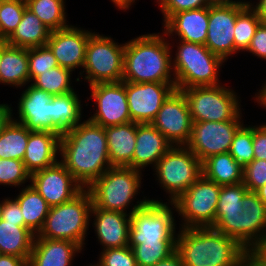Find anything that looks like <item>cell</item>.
Here are the masks:
<instances>
[{"label": "cell", "instance_id": "6da1fadb", "mask_svg": "<svg viewBox=\"0 0 266 266\" xmlns=\"http://www.w3.org/2000/svg\"><path fill=\"white\" fill-rule=\"evenodd\" d=\"M59 155L60 162L84 189L112 167L105 130L89 119L62 133Z\"/></svg>", "mask_w": 266, "mask_h": 266}, {"label": "cell", "instance_id": "7a4b0ae2", "mask_svg": "<svg viewBox=\"0 0 266 266\" xmlns=\"http://www.w3.org/2000/svg\"><path fill=\"white\" fill-rule=\"evenodd\" d=\"M176 251L184 266H244L248 251L213 227L180 228Z\"/></svg>", "mask_w": 266, "mask_h": 266}, {"label": "cell", "instance_id": "3957f363", "mask_svg": "<svg viewBox=\"0 0 266 266\" xmlns=\"http://www.w3.org/2000/svg\"><path fill=\"white\" fill-rule=\"evenodd\" d=\"M159 34L141 35L125 42L122 81L175 83L171 45Z\"/></svg>", "mask_w": 266, "mask_h": 266}, {"label": "cell", "instance_id": "277c9868", "mask_svg": "<svg viewBox=\"0 0 266 266\" xmlns=\"http://www.w3.org/2000/svg\"><path fill=\"white\" fill-rule=\"evenodd\" d=\"M172 62L176 90L220 85L218 75L225 62L205 45L180 40Z\"/></svg>", "mask_w": 266, "mask_h": 266}, {"label": "cell", "instance_id": "5b68a950", "mask_svg": "<svg viewBox=\"0 0 266 266\" xmlns=\"http://www.w3.org/2000/svg\"><path fill=\"white\" fill-rule=\"evenodd\" d=\"M91 208V195L83 189L72 200L50 207L43 228L35 238L69 240L83 249Z\"/></svg>", "mask_w": 266, "mask_h": 266}, {"label": "cell", "instance_id": "8992f818", "mask_svg": "<svg viewBox=\"0 0 266 266\" xmlns=\"http://www.w3.org/2000/svg\"><path fill=\"white\" fill-rule=\"evenodd\" d=\"M141 175L140 170L131 167H110L87 188L92 206L127 214L126 209L141 188Z\"/></svg>", "mask_w": 266, "mask_h": 266}, {"label": "cell", "instance_id": "52a82bcc", "mask_svg": "<svg viewBox=\"0 0 266 266\" xmlns=\"http://www.w3.org/2000/svg\"><path fill=\"white\" fill-rule=\"evenodd\" d=\"M180 91L186 98L193 122L231 121L241 113L239 97L225 86L193 87Z\"/></svg>", "mask_w": 266, "mask_h": 266}, {"label": "cell", "instance_id": "ba28073f", "mask_svg": "<svg viewBox=\"0 0 266 266\" xmlns=\"http://www.w3.org/2000/svg\"><path fill=\"white\" fill-rule=\"evenodd\" d=\"M125 43H116L110 36L93 33L89 37L83 65L89 86L121 82L124 72Z\"/></svg>", "mask_w": 266, "mask_h": 266}, {"label": "cell", "instance_id": "9c48e42d", "mask_svg": "<svg viewBox=\"0 0 266 266\" xmlns=\"http://www.w3.org/2000/svg\"><path fill=\"white\" fill-rule=\"evenodd\" d=\"M153 169L159 184L170 194L169 203L203 175L202 162L186 146H172Z\"/></svg>", "mask_w": 266, "mask_h": 266}, {"label": "cell", "instance_id": "30bf717a", "mask_svg": "<svg viewBox=\"0 0 266 266\" xmlns=\"http://www.w3.org/2000/svg\"><path fill=\"white\" fill-rule=\"evenodd\" d=\"M221 186L203 175L170 202L184 220L182 228L212 227L215 223Z\"/></svg>", "mask_w": 266, "mask_h": 266}, {"label": "cell", "instance_id": "8fae6325", "mask_svg": "<svg viewBox=\"0 0 266 266\" xmlns=\"http://www.w3.org/2000/svg\"><path fill=\"white\" fill-rule=\"evenodd\" d=\"M173 211L167 202L151 199L131 213L129 247L151 242H176Z\"/></svg>", "mask_w": 266, "mask_h": 266}, {"label": "cell", "instance_id": "7c38bea8", "mask_svg": "<svg viewBox=\"0 0 266 266\" xmlns=\"http://www.w3.org/2000/svg\"><path fill=\"white\" fill-rule=\"evenodd\" d=\"M240 113L234 120L221 122H193L191 136L186 144L203 162L210 156L228 153L234 135L243 125Z\"/></svg>", "mask_w": 266, "mask_h": 266}, {"label": "cell", "instance_id": "4fadbf2b", "mask_svg": "<svg viewBox=\"0 0 266 266\" xmlns=\"http://www.w3.org/2000/svg\"><path fill=\"white\" fill-rule=\"evenodd\" d=\"M192 119L184 94L174 90L163 102L151 123L172 146H186L192 131Z\"/></svg>", "mask_w": 266, "mask_h": 266}, {"label": "cell", "instance_id": "5bb4252c", "mask_svg": "<svg viewBox=\"0 0 266 266\" xmlns=\"http://www.w3.org/2000/svg\"><path fill=\"white\" fill-rule=\"evenodd\" d=\"M91 96L96 102V113L88 118L91 122L102 126H115L131 121L125 81L116 83H98L89 86Z\"/></svg>", "mask_w": 266, "mask_h": 266}, {"label": "cell", "instance_id": "9a60e30c", "mask_svg": "<svg viewBox=\"0 0 266 266\" xmlns=\"http://www.w3.org/2000/svg\"><path fill=\"white\" fill-rule=\"evenodd\" d=\"M131 121L152 123L163 102L176 89L175 83L125 82Z\"/></svg>", "mask_w": 266, "mask_h": 266}, {"label": "cell", "instance_id": "2e32d148", "mask_svg": "<svg viewBox=\"0 0 266 266\" xmlns=\"http://www.w3.org/2000/svg\"><path fill=\"white\" fill-rule=\"evenodd\" d=\"M248 4L209 6L205 46L224 61L235 53L234 27L237 15Z\"/></svg>", "mask_w": 266, "mask_h": 266}, {"label": "cell", "instance_id": "e0dca14e", "mask_svg": "<svg viewBox=\"0 0 266 266\" xmlns=\"http://www.w3.org/2000/svg\"><path fill=\"white\" fill-rule=\"evenodd\" d=\"M30 182L50 207L72 200L84 189L60 161L32 173Z\"/></svg>", "mask_w": 266, "mask_h": 266}, {"label": "cell", "instance_id": "ac0fdd59", "mask_svg": "<svg viewBox=\"0 0 266 266\" xmlns=\"http://www.w3.org/2000/svg\"><path fill=\"white\" fill-rule=\"evenodd\" d=\"M149 201L148 198L138 200L128 214L106 211L92 206L90 217H95L93 227L103 250L129 246L131 213L142 208Z\"/></svg>", "mask_w": 266, "mask_h": 266}, {"label": "cell", "instance_id": "d6986e66", "mask_svg": "<svg viewBox=\"0 0 266 266\" xmlns=\"http://www.w3.org/2000/svg\"><path fill=\"white\" fill-rule=\"evenodd\" d=\"M51 95L30 84L20 96L18 103V119L13 120L23 124L28 130L50 131L62 133L52 123Z\"/></svg>", "mask_w": 266, "mask_h": 266}, {"label": "cell", "instance_id": "ffe728a7", "mask_svg": "<svg viewBox=\"0 0 266 266\" xmlns=\"http://www.w3.org/2000/svg\"><path fill=\"white\" fill-rule=\"evenodd\" d=\"M94 32L70 25L51 31L47 46L53 52L59 66L74 71L83 68L89 37Z\"/></svg>", "mask_w": 266, "mask_h": 266}, {"label": "cell", "instance_id": "44dd1931", "mask_svg": "<svg viewBox=\"0 0 266 266\" xmlns=\"http://www.w3.org/2000/svg\"><path fill=\"white\" fill-rule=\"evenodd\" d=\"M242 209L241 245L248 252L266 251V205L256 192L247 191Z\"/></svg>", "mask_w": 266, "mask_h": 266}, {"label": "cell", "instance_id": "7402d4cb", "mask_svg": "<svg viewBox=\"0 0 266 266\" xmlns=\"http://www.w3.org/2000/svg\"><path fill=\"white\" fill-rule=\"evenodd\" d=\"M248 189L242 183L221 186L215 223L212 226L241 244L242 200Z\"/></svg>", "mask_w": 266, "mask_h": 266}, {"label": "cell", "instance_id": "603a6c76", "mask_svg": "<svg viewBox=\"0 0 266 266\" xmlns=\"http://www.w3.org/2000/svg\"><path fill=\"white\" fill-rule=\"evenodd\" d=\"M209 6L181 11L172 15L164 24V34L177 35L184 42L205 45L208 31Z\"/></svg>", "mask_w": 266, "mask_h": 266}, {"label": "cell", "instance_id": "cb8c5ba5", "mask_svg": "<svg viewBox=\"0 0 266 266\" xmlns=\"http://www.w3.org/2000/svg\"><path fill=\"white\" fill-rule=\"evenodd\" d=\"M60 136L50 131L29 130V139L23 162L26 170L32 174L53 166L58 162Z\"/></svg>", "mask_w": 266, "mask_h": 266}, {"label": "cell", "instance_id": "d4e9b609", "mask_svg": "<svg viewBox=\"0 0 266 266\" xmlns=\"http://www.w3.org/2000/svg\"><path fill=\"white\" fill-rule=\"evenodd\" d=\"M171 147L172 144L151 123H137L133 169L142 171L151 164L154 168Z\"/></svg>", "mask_w": 266, "mask_h": 266}, {"label": "cell", "instance_id": "484cf974", "mask_svg": "<svg viewBox=\"0 0 266 266\" xmlns=\"http://www.w3.org/2000/svg\"><path fill=\"white\" fill-rule=\"evenodd\" d=\"M82 248L69 240L35 238L28 266H70Z\"/></svg>", "mask_w": 266, "mask_h": 266}, {"label": "cell", "instance_id": "4316f807", "mask_svg": "<svg viewBox=\"0 0 266 266\" xmlns=\"http://www.w3.org/2000/svg\"><path fill=\"white\" fill-rule=\"evenodd\" d=\"M107 137L108 155L111 166L133 168L136 147L137 123L108 126L104 128Z\"/></svg>", "mask_w": 266, "mask_h": 266}, {"label": "cell", "instance_id": "83f0119b", "mask_svg": "<svg viewBox=\"0 0 266 266\" xmlns=\"http://www.w3.org/2000/svg\"><path fill=\"white\" fill-rule=\"evenodd\" d=\"M0 83L16 87L30 83L28 48L15 47L2 42Z\"/></svg>", "mask_w": 266, "mask_h": 266}, {"label": "cell", "instance_id": "f1b7e54d", "mask_svg": "<svg viewBox=\"0 0 266 266\" xmlns=\"http://www.w3.org/2000/svg\"><path fill=\"white\" fill-rule=\"evenodd\" d=\"M35 236L36 234L29 228L1 219L0 253L21 257L29 261Z\"/></svg>", "mask_w": 266, "mask_h": 266}, {"label": "cell", "instance_id": "f546056e", "mask_svg": "<svg viewBox=\"0 0 266 266\" xmlns=\"http://www.w3.org/2000/svg\"><path fill=\"white\" fill-rule=\"evenodd\" d=\"M50 34L51 30L30 9L26 8L16 30L7 39V44L22 48L45 46Z\"/></svg>", "mask_w": 266, "mask_h": 266}, {"label": "cell", "instance_id": "4dcf8cb0", "mask_svg": "<svg viewBox=\"0 0 266 266\" xmlns=\"http://www.w3.org/2000/svg\"><path fill=\"white\" fill-rule=\"evenodd\" d=\"M15 199L20 206L24 226L37 235L43 228L50 206L31 184L23 187Z\"/></svg>", "mask_w": 266, "mask_h": 266}, {"label": "cell", "instance_id": "1f68e13d", "mask_svg": "<svg viewBox=\"0 0 266 266\" xmlns=\"http://www.w3.org/2000/svg\"><path fill=\"white\" fill-rule=\"evenodd\" d=\"M203 176L220 186L243 182V169L230 153L216 154L202 162Z\"/></svg>", "mask_w": 266, "mask_h": 266}, {"label": "cell", "instance_id": "d6a6232c", "mask_svg": "<svg viewBox=\"0 0 266 266\" xmlns=\"http://www.w3.org/2000/svg\"><path fill=\"white\" fill-rule=\"evenodd\" d=\"M52 123L64 133L74 128L81 122L82 107L76 92L69 94L52 96Z\"/></svg>", "mask_w": 266, "mask_h": 266}, {"label": "cell", "instance_id": "836d02e7", "mask_svg": "<svg viewBox=\"0 0 266 266\" xmlns=\"http://www.w3.org/2000/svg\"><path fill=\"white\" fill-rule=\"evenodd\" d=\"M29 139V130L13 119L0 134V158L22 160Z\"/></svg>", "mask_w": 266, "mask_h": 266}, {"label": "cell", "instance_id": "e575fe53", "mask_svg": "<svg viewBox=\"0 0 266 266\" xmlns=\"http://www.w3.org/2000/svg\"><path fill=\"white\" fill-rule=\"evenodd\" d=\"M30 9L51 31L64 29L68 25L64 0H26Z\"/></svg>", "mask_w": 266, "mask_h": 266}, {"label": "cell", "instance_id": "d590c367", "mask_svg": "<svg viewBox=\"0 0 266 266\" xmlns=\"http://www.w3.org/2000/svg\"><path fill=\"white\" fill-rule=\"evenodd\" d=\"M72 71L61 66L38 75L31 83L33 86L48 92L51 96H60L74 92L71 86Z\"/></svg>", "mask_w": 266, "mask_h": 266}, {"label": "cell", "instance_id": "8d00e7d4", "mask_svg": "<svg viewBox=\"0 0 266 266\" xmlns=\"http://www.w3.org/2000/svg\"><path fill=\"white\" fill-rule=\"evenodd\" d=\"M260 23L257 12L250 4L237 15L234 27L235 54L240 50H247Z\"/></svg>", "mask_w": 266, "mask_h": 266}, {"label": "cell", "instance_id": "74e56055", "mask_svg": "<svg viewBox=\"0 0 266 266\" xmlns=\"http://www.w3.org/2000/svg\"><path fill=\"white\" fill-rule=\"evenodd\" d=\"M137 266H154L176 251V242L141 243L132 248Z\"/></svg>", "mask_w": 266, "mask_h": 266}, {"label": "cell", "instance_id": "f35d334b", "mask_svg": "<svg viewBox=\"0 0 266 266\" xmlns=\"http://www.w3.org/2000/svg\"><path fill=\"white\" fill-rule=\"evenodd\" d=\"M230 155L237 165L244 169L248 163L254 160L253 126H241L234 135L229 149Z\"/></svg>", "mask_w": 266, "mask_h": 266}, {"label": "cell", "instance_id": "ab89813d", "mask_svg": "<svg viewBox=\"0 0 266 266\" xmlns=\"http://www.w3.org/2000/svg\"><path fill=\"white\" fill-rule=\"evenodd\" d=\"M26 8V0H4L0 2V25L6 39L16 30Z\"/></svg>", "mask_w": 266, "mask_h": 266}, {"label": "cell", "instance_id": "60d3db41", "mask_svg": "<svg viewBox=\"0 0 266 266\" xmlns=\"http://www.w3.org/2000/svg\"><path fill=\"white\" fill-rule=\"evenodd\" d=\"M58 66L59 65L53 52L47 45L28 48V70L30 82H33L38 75Z\"/></svg>", "mask_w": 266, "mask_h": 266}, {"label": "cell", "instance_id": "b9f144b4", "mask_svg": "<svg viewBox=\"0 0 266 266\" xmlns=\"http://www.w3.org/2000/svg\"><path fill=\"white\" fill-rule=\"evenodd\" d=\"M30 178L22 160L0 158V185L20 187Z\"/></svg>", "mask_w": 266, "mask_h": 266}, {"label": "cell", "instance_id": "7bdbcfd3", "mask_svg": "<svg viewBox=\"0 0 266 266\" xmlns=\"http://www.w3.org/2000/svg\"><path fill=\"white\" fill-rule=\"evenodd\" d=\"M98 263L101 266H137L131 247H120L103 250Z\"/></svg>", "mask_w": 266, "mask_h": 266}, {"label": "cell", "instance_id": "ee69618b", "mask_svg": "<svg viewBox=\"0 0 266 266\" xmlns=\"http://www.w3.org/2000/svg\"><path fill=\"white\" fill-rule=\"evenodd\" d=\"M266 184V160H253L243 169V185L256 192Z\"/></svg>", "mask_w": 266, "mask_h": 266}, {"label": "cell", "instance_id": "f6af8a7d", "mask_svg": "<svg viewBox=\"0 0 266 266\" xmlns=\"http://www.w3.org/2000/svg\"><path fill=\"white\" fill-rule=\"evenodd\" d=\"M157 3L163 13L164 23L178 12L210 6L208 0H157Z\"/></svg>", "mask_w": 266, "mask_h": 266}, {"label": "cell", "instance_id": "bcb514c9", "mask_svg": "<svg viewBox=\"0 0 266 266\" xmlns=\"http://www.w3.org/2000/svg\"><path fill=\"white\" fill-rule=\"evenodd\" d=\"M255 56L266 60V24L260 23L247 50Z\"/></svg>", "mask_w": 266, "mask_h": 266}, {"label": "cell", "instance_id": "7dc6e473", "mask_svg": "<svg viewBox=\"0 0 266 266\" xmlns=\"http://www.w3.org/2000/svg\"><path fill=\"white\" fill-rule=\"evenodd\" d=\"M1 219L12 223H18L19 226H24V218L15 198L10 199L9 197L3 200Z\"/></svg>", "mask_w": 266, "mask_h": 266}, {"label": "cell", "instance_id": "c3c4849f", "mask_svg": "<svg viewBox=\"0 0 266 266\" xmlns=\"http://www.w3.org/2000/svg\"><path fill=\"white\" fill-rule=\"evenodd\" d=\"M254 160H266V123L253 126Z\"/></svg>", "mask_w": 266, "mask_h": 266}, {"label": "cell", "instance_id": "681fc988", "mask_svg": "<svg viewBox=\"0 0 266 266\" xmlns=\"http://www.w3.org/2000/svg\"><path fill=\"white\" fill-rule=\"evenodd\" d=\"M244 266H266V251L248 252Z\"/></svg>", "mask_w": 266, "mask_h": 266}, {"label": "cell", "instance_id": "f907efd6", "mask_svg": "<svg viewBox=\"0 0 266 266\" xmlns=\"http://www.w3.org/2000/svg\"><path fill=\"white\" fill-rule=\"evenodd\" d=\"M12 108L8 104H0V134L13 119Z\"/></svg>", "mask_w": 266, "mask_h": 266}, {"label": "cell", "instance_id": "816d5d0a", "mask_svg": "<svg viewBox=\"0 0 266 266\" xmlns=\"http://www.w3.org/2000/svg\"><path fill=\"white\" fill-rule=\"evenodd\" d=\"M0 266H28V261L12 255H0Z\"/></svg>", "mask_w": 266, "mask_h": 266}, {"label": "cell", "instance_id": "f5cc1de1", "mask_svg": "<svg viewBox=\"0 0 266 266\" xmlns=\"http://www.w3.org/2000/svg\"><path fill=\"white\" fill-rule=\"evenodd\" d=\"M154 266H184V264L179 253L175 251L167 258L160 260Z\"/></svg>", "mask_w": 266, "mask_h": 266}, {"label": "cell", "instance_id": "db71d44e", "mask_svg": "<svg viewBox=\"0 0 266 266\" xmlns=\"http://www.w3.org/2000/svg\"><path fill=\"white\" fill-rule=\"evenodd\" d=\"M249 4L257 12L261 22L266 24V0H259L255 6L250 1Z\"/></svg>", "mask_w": 266, "mask_h": 266}, {"label": "cell", "instance_id": "11a10c76", "mask_svg": "<svg viewBox=\"0 0 266 266\" xmlns=\"http://www.w3.org/2000/svg\"><path fill=\"white\" fill-rule=\"evenodd\" d=\"M210 6H218V5H236V4H249V1L245 2L239 0H208Z\"/></svg>", "mask_w": 266, "mask_h": 266}, {"label": "cell", "instance_id": "9f6ffc18", "mask_svg": "<svg viewBox=\"0 0 266 266\" xmlns=\"http://www.w3.org/2000/svg\"><path fill=\"white\" fill-rule=\"evenodd\" d=\"M262 89L255 95V100L259 103L262 107L266 108V85L261 86Z\"/></svg>", "mask_w": 266, "mask_h": 266}, {"label": "cell", "instance_id": "6f0895ef", "mask_svg": "<svg viewBox=\"0 0 266 266\" xmlns=\"http://www.w3.org/2000/svg\"><path fill=\"white\" fill-rule=\"evenodd\" d=\"M118 9L121 10H127L130 8V6L132 5V3L135 2V0H111Z\"/></svg>", "mask_w": 266, "mask_h": 266}, {"label": "cell", "instance_id": "680465c9", "mask_svg": "<svg viewBox=\"0 0 266 266\" xmlns=\"http://www.w3.org/2000/svg\"><path fill=\"white\" fill-rule=\"evenodd\" d=\"M259 199L266 205V184L256 191Z\"/></svg>", "mask_w": 266, "mask_h": 266}, {"label": "cell", "instance_id": "91938a15", "mask_svg": "<svg viewBox=\"0 0 266 266\" xmlns=\"http://www.w3.org/2000/svg\"><path fill=\"white\" fill-rule=\"evenodd\" d=\"M0 42H7V39L3 36L1 25H0Z\"/></svg>", "mask_w": 266, "mask_h": 266}, {"label": "cell", "instance_id": "94428289", "mask_svg": "<svg viewBox=\"0 0 266 266\" xmlns=\"http://www.w3.org/2000/svg\"><path fill=\"white\" fill-rule=\"evenodd\" d=\"M2 208H3V200L0 203V220H1Z\"/></svg>", "mask_w": 266, "mask_h": 266}, {"label": "cell", "instance_id": "6125c7cd", "mask_svg": "<svg viewBox=\"0 0 266 266\" xmlns=\"http://www.w3.org/2000/svg\"><path fill=\"white\" fill-rule=\"evenodd\" d=\"M1 56H2V42H0V61H1Z\"/></svg>", "mask_w": 266, "mask_h": 266}, {"label": "cell", "instance_id": "be15d7a7", "mask_svg": "<svg viewBox=\"0 0 266 266\" xmlns=\"http://www.w3.org/2000/svg\"><path fill=\"white\" fill-rule=\"evenodd\" d=\"M89 266H101L99 263H97V264H94V265H89Z\"/></svg>", "mask_w": 266, "mask_h": 266}]
</instances>
